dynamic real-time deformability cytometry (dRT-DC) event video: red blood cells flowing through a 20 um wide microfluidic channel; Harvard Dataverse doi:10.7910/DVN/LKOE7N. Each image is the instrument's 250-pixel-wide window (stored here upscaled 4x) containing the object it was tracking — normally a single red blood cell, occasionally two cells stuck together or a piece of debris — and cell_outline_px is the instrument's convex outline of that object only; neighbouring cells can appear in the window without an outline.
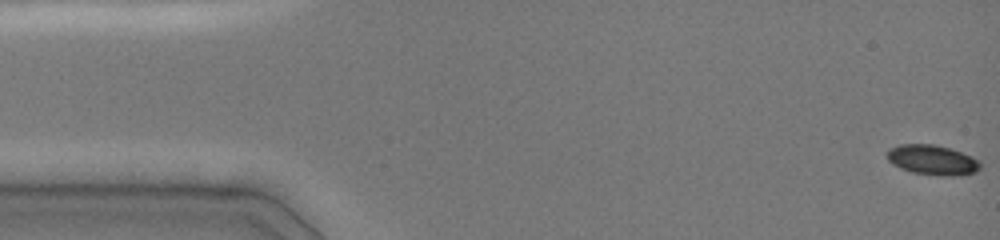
{"species": "common noctule bat (a hibernating species)", "species_latin": "Nyctalus noctula", "temperature_condition": "cold", "stored_images_in_passage": 48, "camera_frame_rate_fps": 3000, "um_per_image_px": 0.085, "animal": {"sex": "female", "body_mass_g": 19.0, "forearm_length_mm": 51.5}, "frame": {"image": 1, "passage_image": 1, "time_ms": 0.0, "image_size_px": [1000, 240], "cell_outline_px": [[980, 168], [976, 172], [960, 176], [940, 176], [912, 172], [900, 168], [892, 164], [888, 160], [888, 148], [900, 144], [936, 144], [972, 156], [980, 160]], "centroid_in_image_um": [79.27, 13.6], "position_along_channel_um": 5.7, "area_um2": 16.42}}
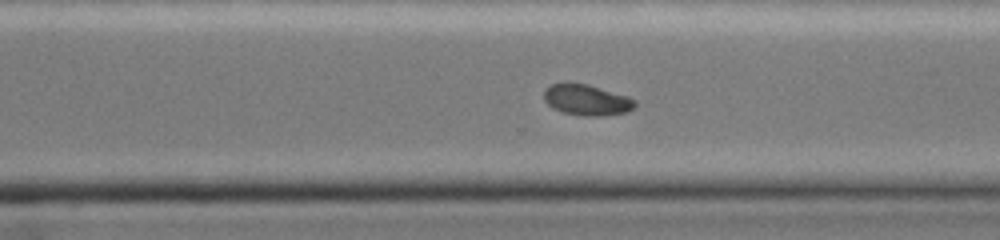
{"frame": {"image": 2, "passage_image": 34, "time_ms": 11.0, "image_size_px": [1000, 240], "cell_outline_px": [[636, 104], [632, 108], [624, 112], [604, 116], [584, 116], [564, 112], [552, 108], [544, 100], [544, 88], [552, 84], [564, 80], [568, 80], [588, 84], [628, 96], [636, 100]], "centroid_in_image_um": [49.81, 8.45], "position_along_channel_um": 320.8, "area_um2": 16.76}}
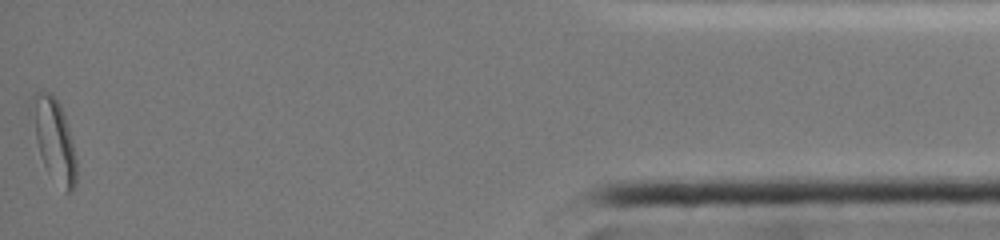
{"frame": {"image": 3, "passage_image": 48, "time_ms": 15.667, "image_size_px": [1000, 240], "cell_outline_px": [[76, 184], [72, 192], [64, 192], [48, 172], [44, 164], [36, 140], [28, 112], [28, 104], [32, 96], [36, 92], [48, 92], [60, 104], [68, 128], [76, 160]], "centroid_in_image_um": [4.54, 11.85], "position_along_channel_um": 430.7, "area_um2": 21.39}}